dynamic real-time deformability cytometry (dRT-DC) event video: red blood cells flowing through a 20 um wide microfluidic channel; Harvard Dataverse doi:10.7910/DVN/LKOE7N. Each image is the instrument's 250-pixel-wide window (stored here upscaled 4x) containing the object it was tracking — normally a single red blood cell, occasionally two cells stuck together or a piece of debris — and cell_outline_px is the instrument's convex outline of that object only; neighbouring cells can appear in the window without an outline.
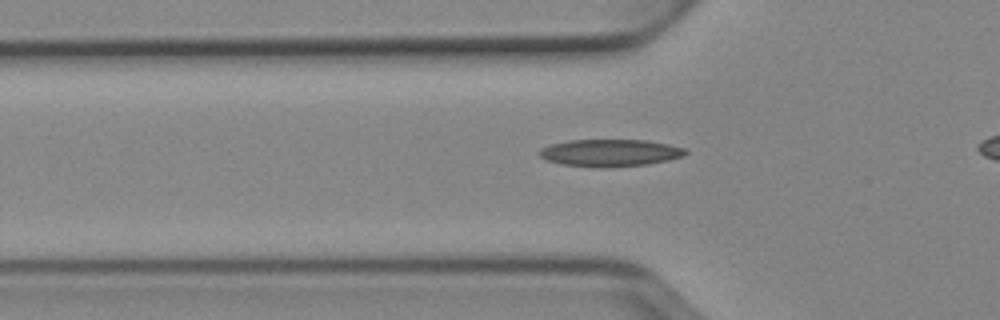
{"species": "Egyptian fruit bat (a non-hibernating species)", "species_latin": "Rousettus aegyptiacus", "temperature_condition": "cold", "stored_images_in_passage": 37, "camera_frame_rate_fps": 3000, "um_per_image_px": 0.085, "animal": {"sex": "female"}, "frame": {"image": 1, "passage_image": 10, "time_ms": 3.0, "image_size_px": [1000, 320], "cell_outline_px": [[688, 152], [684, 156], [668, 160], [648, 164], [600, 168], [596, 168], [560, 164], [548, 160], [540, 156], [540, 148], [552, 144], [568, 140], [648, 140], [688, 148]], "centroid_in_image_um": [51.9, 12.99], "position_along_channel_um": 73.9, "area_um2": 23.29}}
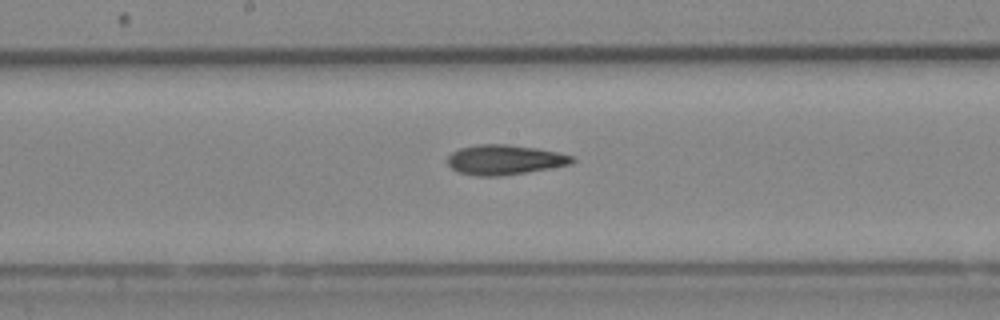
{"frame": {"image": 2, "passage_image": 20, "time_ms": 6.333, "image_size_px": [1000, 320], "cell_outline_px": [[576, 160], [572, 164], [500, 176], [476, 176], [456, 172], [448, 164], [448, 156], [452, 152], [460, 148], [476, 144], [504, 144], [536, 148], [556, 152], [572, 156]], "centroid_in_image_um": [42.85, 13.58], "position_along_channel_um": 205.3, "area_um2": 21.56}}
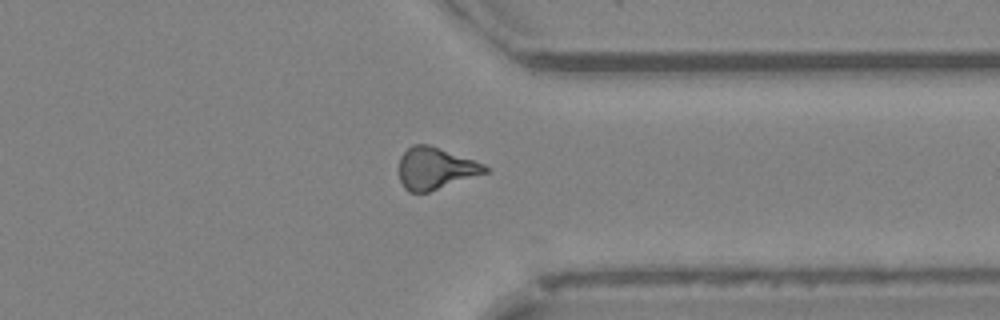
{"frame": {"image": 3, "passage_image": 33, "time_ms": 10.667, "image_size_px": [1000, 320], "cell_outline_px": [[488, 172], [428, 192], [408, 192], [404, 188], [400, 180], [400, 156], [412, 144], [428, 144], [484, 164], [488, 168]], "centroid_in_image_um": [36.98, 14.31], "position_along_channel_um": 374.4, "area_um2": 20.69}}